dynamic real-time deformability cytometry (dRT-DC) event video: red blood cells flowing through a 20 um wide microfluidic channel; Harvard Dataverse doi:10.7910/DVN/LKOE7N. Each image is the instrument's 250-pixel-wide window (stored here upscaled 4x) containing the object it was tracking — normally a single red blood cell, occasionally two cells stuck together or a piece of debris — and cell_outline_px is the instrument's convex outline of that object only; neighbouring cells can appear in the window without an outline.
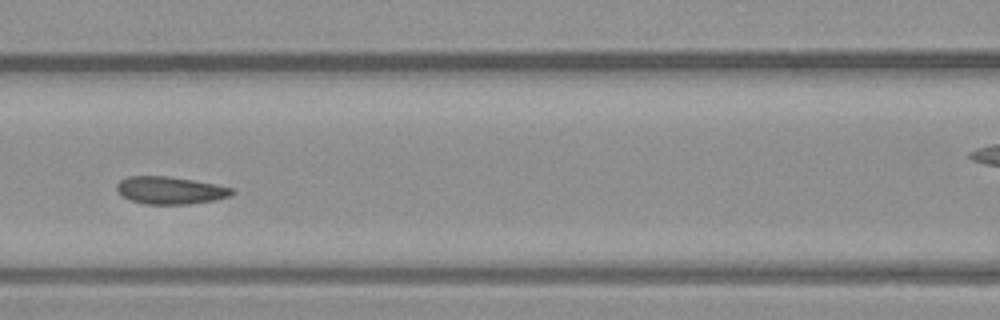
{"species": "common noctule bat (a hibernating species)", "species_latin": "Nyctalus noctula", "temperature_condition": "warm", "stored_images_in_passage": 10, "segment_of_instrument_passage": [1, 2], "camera_frame_rate_fps": 3000, "um_per_image_px": 0.085, "animal": {"sex": "male", "body_mass_g": 23.1, "forearm_length_mm": 52.7}, "frame": {"image": 1, "passage_image": 6, "time_ms": 1.667, "image_size_px": [1000, 320], "cell_outline_px": [[236, 192], [228, 196], [216, 200], [188, 204], [144, 204], [132, 200], [124, 196], [116, 188], [116, 184], [120, 180], [128, 176], [168, 176], [216, 184], [232, 188]], "centroid_in_image_um": [14.48, 16.17], "position_along_channel_um": 152.1, "area_um2": 18.32}}
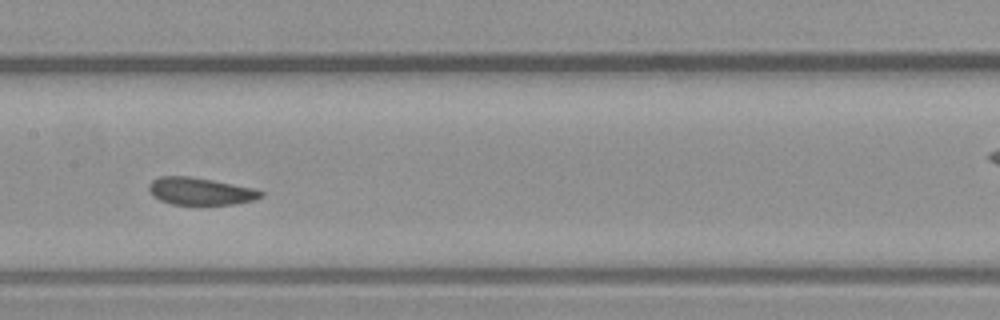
{"frame": {"image": 2, "passage_image": 7, "time_ms": 2.0, "image_size_px": [1000, 320], "cell_outline_px": [[264, 196], [252, 200], [232, 204], [172, 204], [160, 200], [148, 192], [148, 184], [152, 180], [160, 176], [192, 176], [256, 188], [264, 192]], "centroid_in_image_um": [17.02, 16.24], "position_along_channel_um": 190.4, "area_um2": 17.92}}
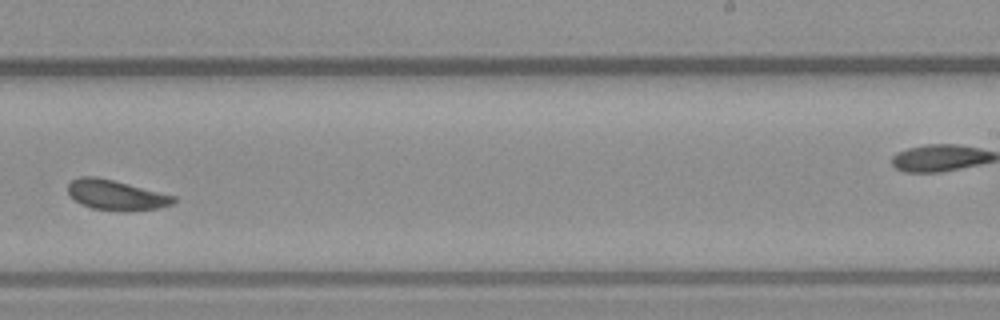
{"frame": {"image": 3, "passage_image": 9, "time_ms": 2.667, "image_size_px": [1000, 320], "cell_outline_px": [[176, 200], [172, 204], [156, 208], [92, 208], [80, 204], [68, 192], [68, 184], [72, 180], [80, 176], [96, 176], [176, 196]], "centroid_in_image_um": [9.82, 16.52], "position_along_channel_um": 279.2, "area_um2": 17.46}}